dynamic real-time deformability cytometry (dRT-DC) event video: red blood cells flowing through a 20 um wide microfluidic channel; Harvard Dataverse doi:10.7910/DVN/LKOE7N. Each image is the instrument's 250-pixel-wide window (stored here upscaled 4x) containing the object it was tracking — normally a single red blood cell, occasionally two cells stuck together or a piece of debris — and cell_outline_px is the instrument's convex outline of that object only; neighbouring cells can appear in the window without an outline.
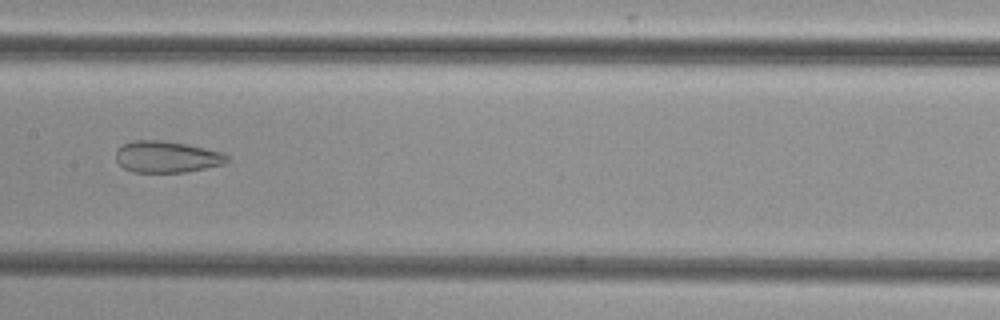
{"species": "common noctule bat (a hibernating species)", "species_latin": "Nyctalus noctula", "temperature_condition": "cold", "stored_images_in_passage": 52, "camera_frame_rate_fps": 3000, "um_per_image_px": 0.085, "animal": {"sex": "female", "body_mass_g": 29.2, "forearm_length_mm": 56.3}, "frame": {"image": 1, "passage_image": 27, "time_ms": 8.667, "image_size_px": [1000, 320], "cell_outline_px": [[228, 160], [224, 164], [188, 172], [132, 172], [124, 168], [116, 160], [116, 148], [124, 144], [136, 140], [160, 140], [188, 144], [224, 152], [228, 156]], "centroid_in_image_um": [14.19, 13.33], "position_along_channel_um": 193.2, "area_um2": 20.58}}
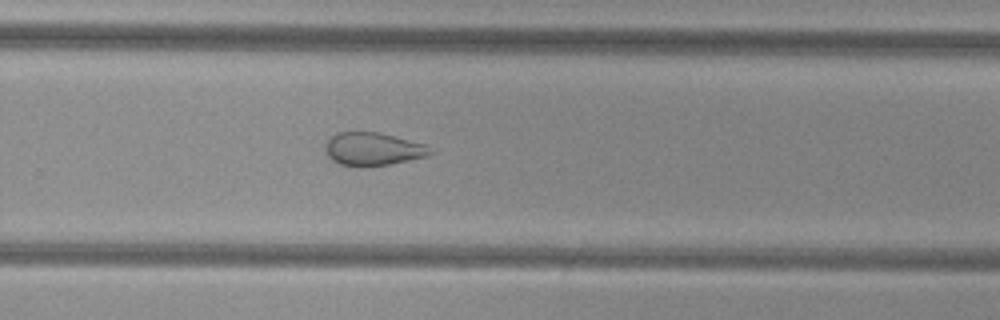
{"frame": {"image": 2, "passage_image": 35, "time_ms": 11.333, "image_size_px": [1000, 320], "cell_outline_px": [[436, 152], [428, 156], [388, 164], [364, 168], [356, 168], [340, 164], [332, 160], [328, 156], [324, 148], [324, 144], [336, 132], [380, 132], [424, 144]], "centroid_in_image_um": [31.68, 12.68], "position_along_channel_um": 298.1, "area_um2": 20.52}}
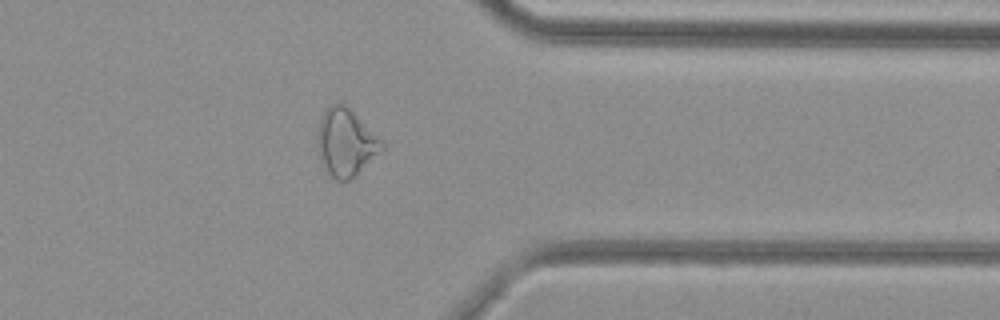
{"frame": {"image": 3, "passage_image": 42, "time_ms": 13.667, "image_size_px": [1000, 320], "cell_outline_px": [[384, 148], [352, 180], [336, 180], [328, 172], [320, 160], [316, 148], [316, 140], [320, 120], [324, 112], [332, 104], [344, 104], [380, 136], [384, 140]], "centroid_in_image_um": [29.4, 12.13], "position_along_channel_um": 382.0, "area_um2": 25.37}}